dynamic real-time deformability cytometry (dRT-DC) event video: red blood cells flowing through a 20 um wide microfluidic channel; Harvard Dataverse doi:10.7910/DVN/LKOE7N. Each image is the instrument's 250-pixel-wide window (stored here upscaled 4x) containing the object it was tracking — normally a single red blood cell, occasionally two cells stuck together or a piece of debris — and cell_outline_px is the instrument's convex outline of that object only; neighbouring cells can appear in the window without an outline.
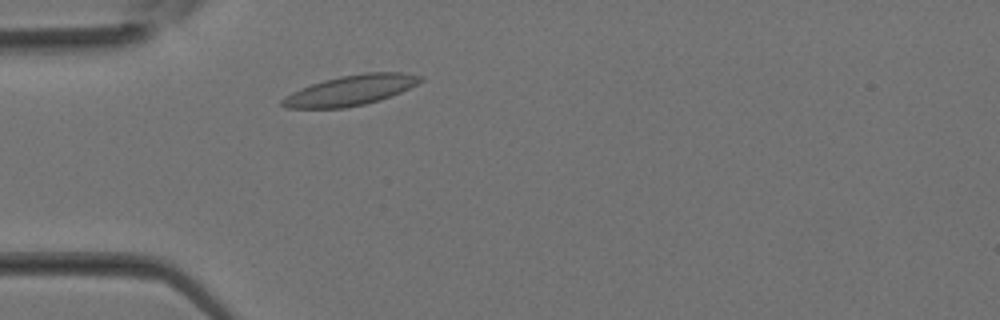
{"species": "Egyptian fruit bat (a non-hibernating species)", "species_latin": "Rousettus aegyptiacus", "temperature_condition": "room temperature", "stored_images_in_passage": 28, "camera_frame_rate_fps": 3000, "um_per_image_px": 0.085, "animal": {"sex": "female"}, "frame": {"image": 1, "passage_image": 4, "time_ms": 1.0, "image_size_px": [1000, 320], "cell_outline_px": [[424, 80], [400, 92], [380, 100], [364, 104], [344, 108], [284, 108], [280, 104], [280, 100], [284, 96], [300, 88], [324, 80], [340, 76], [368, 72], [404, 72], [424, 76]], "centroid_in_image_um": [29.79, 7.67], "position_along_channel_um": 55.2, "area_um2": 24.33}}
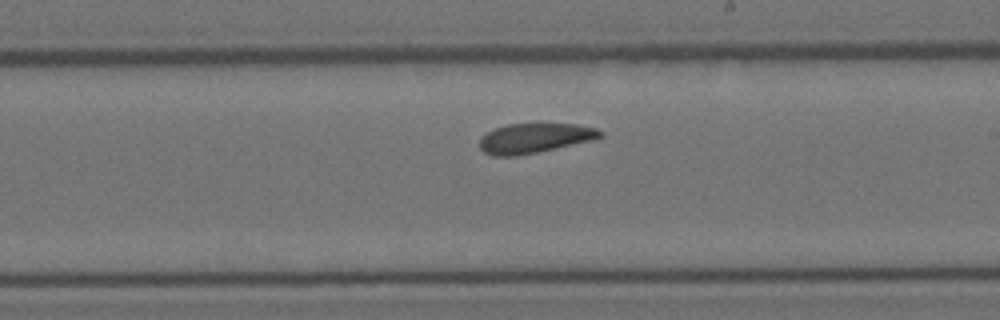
{"frame": {"image": 2, "passage_image": 14, "time_ms": 4.333, "image_size_px": [1000, 320], "cell_outline_px": [[604, 136], [592, 140], [536, 152], [516, 156], [492, 156], [484, 152], [480, 148], [480, 136], [496, 128], [508, 124], [576, 124], [596, 128], [604, 132]], "centroid_in_image_um": [45.44, 11.74], "position_along_channel_um": 243.6, "area_um2": 20.75}}
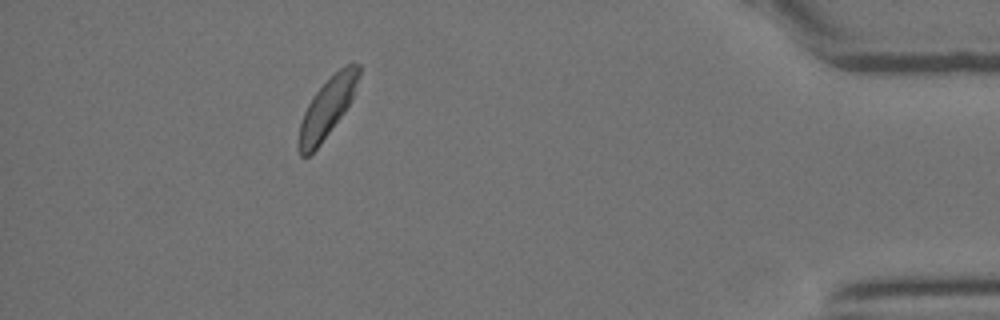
{"frame": {"image": 3, "passage_image": 25, "time_ms": 8.0, "image_size_px": [1000, 320], "cell_outline_px": [[360, 72], [352, 96], [344, 112], [320, 144], [308, 156], [300, 156], [296, 148], [296, 144], [300, 124], [304, 112], [312, 96], [344, 64], [352, 60], [360, 64]], "centroid_in_image_um": [27.78, 9.17], "position_along_channel_um": 407.4, "area_um2": 20.52}}